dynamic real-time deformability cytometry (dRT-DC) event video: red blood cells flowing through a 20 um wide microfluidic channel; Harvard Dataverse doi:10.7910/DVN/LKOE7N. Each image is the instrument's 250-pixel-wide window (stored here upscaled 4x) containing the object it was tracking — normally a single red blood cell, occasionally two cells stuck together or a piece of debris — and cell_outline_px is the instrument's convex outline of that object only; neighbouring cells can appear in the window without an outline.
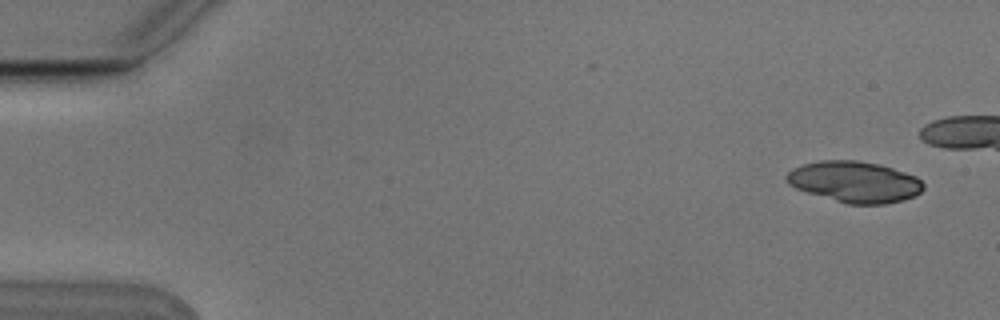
{"species": "Egyptian fruit bat (a non-hibernating species)", "species_latin": "Rousettus aegyptiacus", "temperature_condition": "cold", "stored_images_in_passage": 5, "camera_frame_rate_fps": 3000, "um_per_image_px": 0.085, "animal": {"sex": "male"}, "frame": {"image": 1, "passage_image": 1, "time_ms": 0.0, "image_size_px": [1000, 320], "cell_outline_px": [[924, 188], [920, 192], [904, 200], [884, 204], [848, 204], [808, 192], [796, 188], [788, 184], [784, 176], [792, 168], [800, 164], [820, 160], [856, 160], [880, 164], [916, 176], [924, 184]], "centroid_in_image_um": [72.62, 15.44], "position_along_channel_um": 12.4, "area_um2": 32.77}}